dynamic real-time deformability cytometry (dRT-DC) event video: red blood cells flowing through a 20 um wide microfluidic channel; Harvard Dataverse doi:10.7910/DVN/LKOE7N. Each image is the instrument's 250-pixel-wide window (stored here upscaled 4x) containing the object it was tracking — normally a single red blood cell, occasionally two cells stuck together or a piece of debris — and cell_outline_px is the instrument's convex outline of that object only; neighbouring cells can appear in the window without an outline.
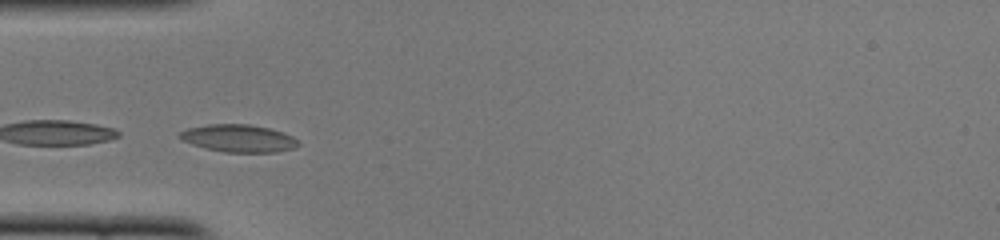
{"species": "common noctule bat (a hibernating species)", "species_latin": "Nyctalus noctula", "temperature_condition": "cold", "stored_images_in_passage": 27, "camera_frame_rate_fps": 3000, "um_per_image_px": 0.085, "animal": {"sex": "female", "body_mass_g": 22.0, "forearm_length_mm": 56.7}, "frame": {"image": 1, "passage_image": 1, "time_ms": 0.0, "image_size_px": [1000, 240], "cell_outline_px": [[300, 144], [292, 148], [276, 152], [224, 152], [204, 148], [180, 140], [176, 136], [180, 132], [188, 128], [208, 124], [248, 124], [268, 128], [284, 132], [300, 140]], "centroid_in_image_um": [20.26, 11.75], "position_along_channel_um": 64.7, "area_um2": 19.13}}
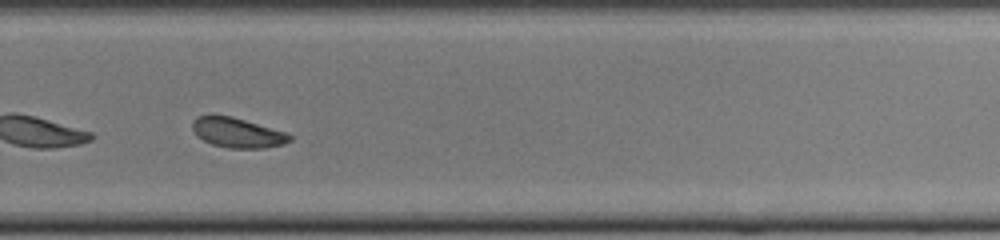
{"frame": {"image": 2, "passage_image": 20, "time_ms": 6.333, "image_size_px": [1000, 240], "cell_outline_px": [[292, 140], [284, 144], [264, 148], [228, 148], [212, 144], [196, 136], [192, 128], [192, 120], [196, 116], [232, 116], [288, 132], [292, 136]], "centroid_in_image_um": [20.21, 11.28], "position_along_channel_um": 309.6, "area_um2": 17.05}, "authors_computed_cell_mechanics": {"area_um2": 17.629, "velocity_mm_per_s": 3.8773, "shape_relaxation_time_tau1_ms": 3.5598, "shape_relaxation_time_tau2_ms": 3.0385, "deformation_change_tau1": 0.0822, "deformation_change_tau2": 0.0638}}